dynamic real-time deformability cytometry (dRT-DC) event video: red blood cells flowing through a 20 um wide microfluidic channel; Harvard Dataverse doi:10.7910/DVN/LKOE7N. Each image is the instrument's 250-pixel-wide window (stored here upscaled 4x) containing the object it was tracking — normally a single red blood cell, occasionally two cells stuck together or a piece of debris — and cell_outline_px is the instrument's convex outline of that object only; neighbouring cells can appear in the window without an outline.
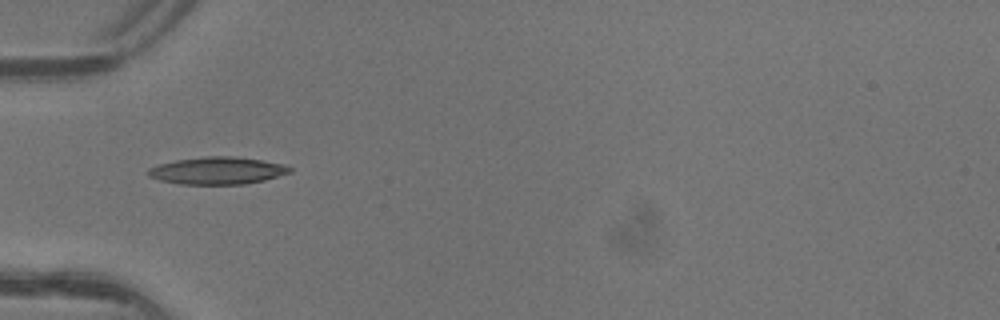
{"species": "common noctule bat (a hibernating species)", "species_latin": "Nyctalus noctula", "temperature_condition": "warm", "stored_images_in_passage": 3, "camera_frame_rate_fps": 3000, "um_per_image_px": 0.085, "animal": {"sex": "female"}, "frame": {"image": 1, "passage_image": 2, "time_ms": 0.333, "image_size_px": [1000, 320], "cell_outline_px": [[292, 172], [264, 180], [244, 184], [180, 184], [160, 180], [148, 176], [148, 168], [160, 164], [176, 160], [204, 156], [232, 156], [260, 160], [284, 164], [292, 168]], "centroid_in_image_um": [18.48, 14.5], "position_along_channel_um": 66.5, "area_um2": 22.43}}
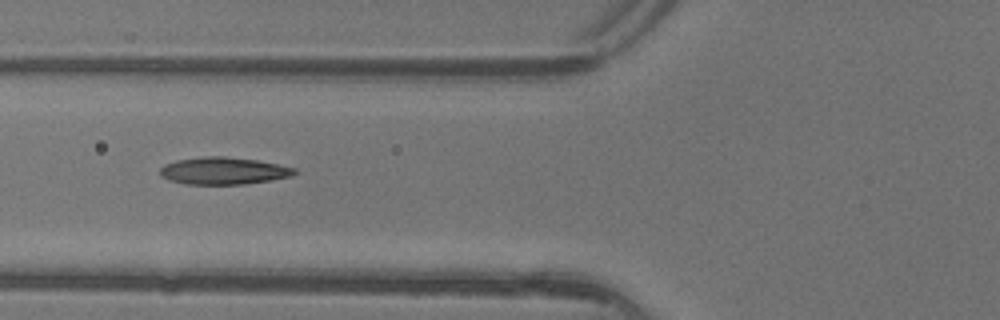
{"frame": {"image": 2, "passage_image": 3, "time_ms": 0.667, "image_size_px": [1000, 320], "cell_outline_px": [[300, 172], [292, 176], [272, 180], [244, 184], [184, 184], [168, 180], [160, 176], [160, 168], [164, 164], [176, 160], [204, 156], [224, 156], [256, 160], [296, 168]], "centroid_in_image_um": [18.99, 14.52], "position_along_channel_um": 106.8, "area_um2": 21.5}}